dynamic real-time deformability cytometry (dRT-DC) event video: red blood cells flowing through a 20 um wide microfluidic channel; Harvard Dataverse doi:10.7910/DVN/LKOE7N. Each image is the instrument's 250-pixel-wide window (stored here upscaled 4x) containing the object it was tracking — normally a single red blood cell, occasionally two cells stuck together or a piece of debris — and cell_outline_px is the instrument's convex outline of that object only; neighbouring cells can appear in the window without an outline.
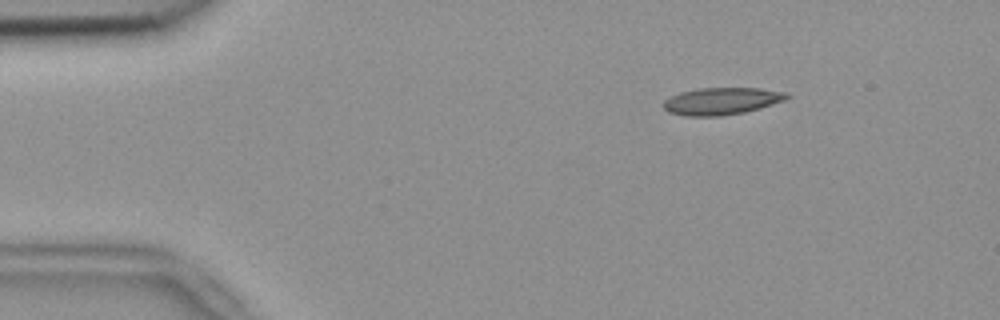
{"species": "common noctule bat (a hibernating species)", "species_latin": "Nyctalus noctula", "temperature_condition": "room temperature", "stored_images_in_passage": 54, "camera_frame_rate_fps": 3000, "um_per_image_px": 0.085, "animal": {"sex": "female", "body_mass_g": 18.4}, "frame": {"image": 1, "passage_image": 8, "time_ms": 2.333, "image_size_px": [1000, 320], "cell_outline_px": [[792, 96], [784, 100], [760, 108], [744, 112], [720, 116], [684, 116], [668, 112], [664, 108], [664, 100], [680, 92], [700, 88], [760, 88], [784, 92]], "centroid_in_image_um": [61.33, 8.59], "position_along_channel_um": 23.7, "area_um2": 19.42}}
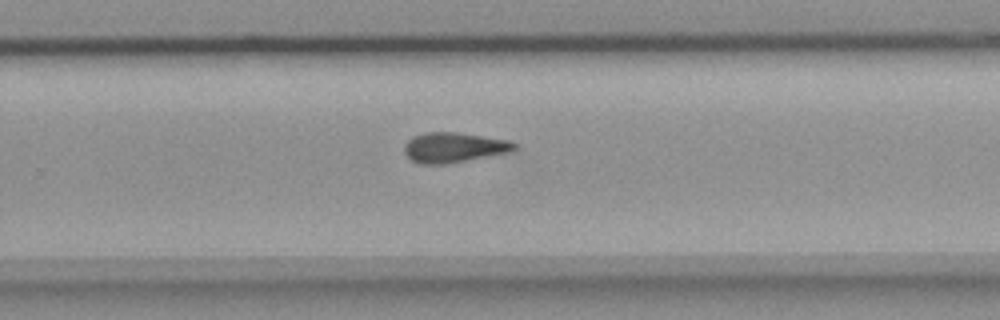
{"frame": {"image": 2, "passage_image": 35, "time_ms": 11.333, "image_size_px": [1000, 320], "cell_outline_px": [[520, 148], [512, 152], [444, 164], [420, 164], [412, 160], [404, 152], [404, 144], [412, 136], [424, 132], [456, 132], [512, 140], [520, 144]], "centroid_in_image_um": [38.65, 12.52], "position_along_channel_um": 291.1, "area_um2": 19.65}}
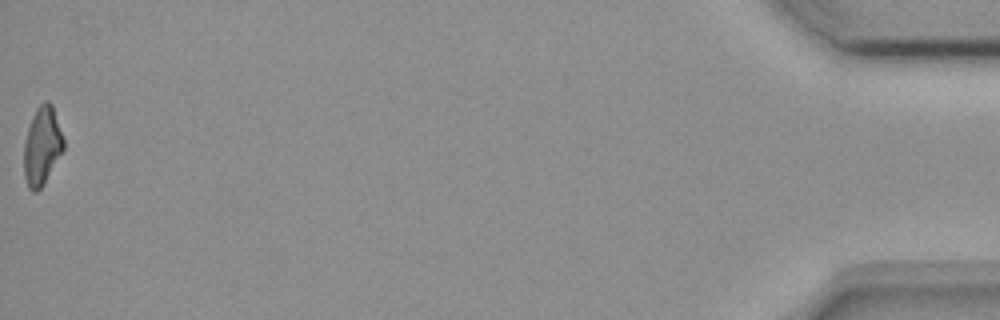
{"frame": {"image": 3, "passage_image": 54, "time_ms": 17.667, "image_size_px": [1000, 320], "cell_outline_px": [[64, 148], [40, 188], [36, 192], [32, 192], [28, 188], [24, 176], [24, 140], [32, 116], [36, 108], [44, 100], [48, 100], [52, 104], [64, 140]], "centroid_in_image_um": [3.55, 12.37], "position_along_channel_um": 431.6, "area_um2": 17.86}, "authors_computed_cell_mechanics": {"area_um2": 19.1896, "velocity_mm_per_s": 3.7878, "shape_relaxation_time_tau1_ms": null, "shape_relaxation_time_tau2_ms": 7.23, "deformation_change_tau1": null, "deformation_change_tau2": 0.1862}}